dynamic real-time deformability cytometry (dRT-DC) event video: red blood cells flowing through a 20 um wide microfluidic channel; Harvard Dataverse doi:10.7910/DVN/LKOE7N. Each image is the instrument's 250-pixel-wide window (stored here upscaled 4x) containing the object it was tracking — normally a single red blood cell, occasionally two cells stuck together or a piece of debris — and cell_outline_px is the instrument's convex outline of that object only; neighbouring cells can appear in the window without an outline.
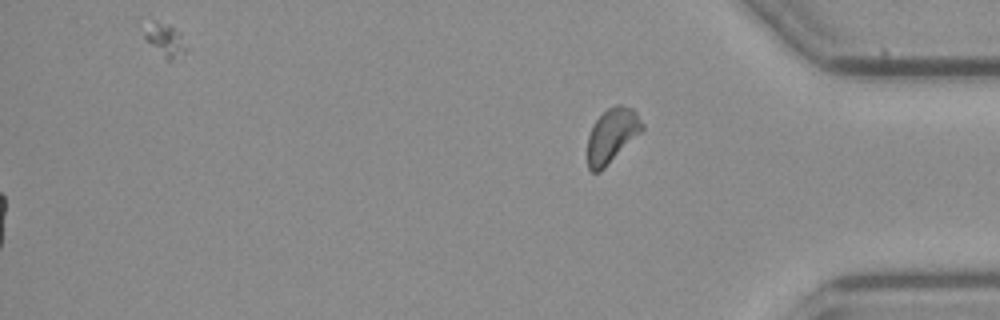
{"species": "common noctule bat (a hibernating species)", "species_latin": "Nyctalus noctula", "temperature_condition": "cold", "stored_images_in_passage": 54, "segment_of_instrument_passage": [2, 2], "camera_frame_rate_fps": 3000, "um_per_image_px": 0.085, "animal": {"sex": "female", "body_mass_g": 21.9}, "frame": {"image": 1, "passage_image": 54, "time_ms": 17.667, "image_size_px": [1000, 320], "cell_outline_px": [[644, 128], [600, 172], [592, 172], [588, 168], [588, 136], [592, 124], [608, 108], [616, 104], [620, 104], [632, 108], [636, 112], [644, 124]], "centroid_in_image_um": [52.0, 11.49], "position_along_channel_um": 383.2, "area_um2": 17.05}}